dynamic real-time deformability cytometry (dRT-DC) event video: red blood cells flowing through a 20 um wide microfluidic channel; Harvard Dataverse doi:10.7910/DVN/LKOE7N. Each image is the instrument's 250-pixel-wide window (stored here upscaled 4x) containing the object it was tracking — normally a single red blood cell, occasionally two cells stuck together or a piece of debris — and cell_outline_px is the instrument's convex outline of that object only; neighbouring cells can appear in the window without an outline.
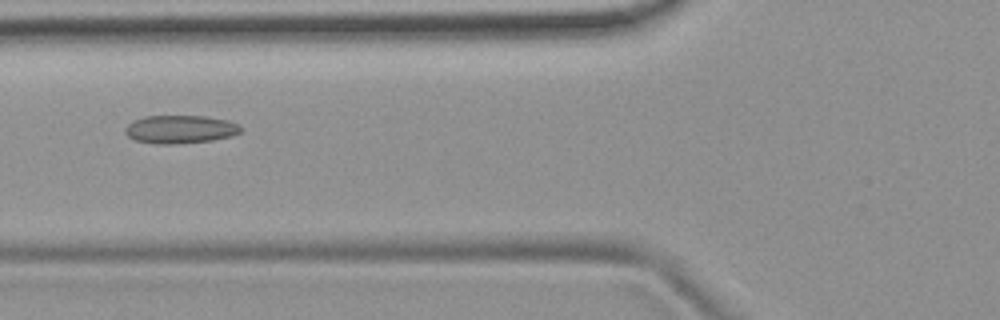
{"species": "common noctule bat (a hibernating species)", "species_latin": "Nyctalus noctula", "temperature_condition": "room temperature", "stored_images_in_passage": 8, "camera_frame_rate_fps": 3000, "um_per_image_px": 0.085, "animal": {"sex": "female", "body_mass_g": 19.9}, "frame": {"image": 1, "passage_image": 8, "time_ms": 8.667, "image_size_px": [1000, 320], "cell_outline_px": [[244, 128], [240, 132], [232, 136], [212, 140], [172, 144], [160, 144], [136, 140], [128, 136], [124, 132], [124, 128], [132, 120], [144, 116], [204, 116], [228, 120], [240, 124]], "centroid_in_image_um": [15.34, 10.98], "position_along_channel_um": 110.5, "area_um2": 19.07}}